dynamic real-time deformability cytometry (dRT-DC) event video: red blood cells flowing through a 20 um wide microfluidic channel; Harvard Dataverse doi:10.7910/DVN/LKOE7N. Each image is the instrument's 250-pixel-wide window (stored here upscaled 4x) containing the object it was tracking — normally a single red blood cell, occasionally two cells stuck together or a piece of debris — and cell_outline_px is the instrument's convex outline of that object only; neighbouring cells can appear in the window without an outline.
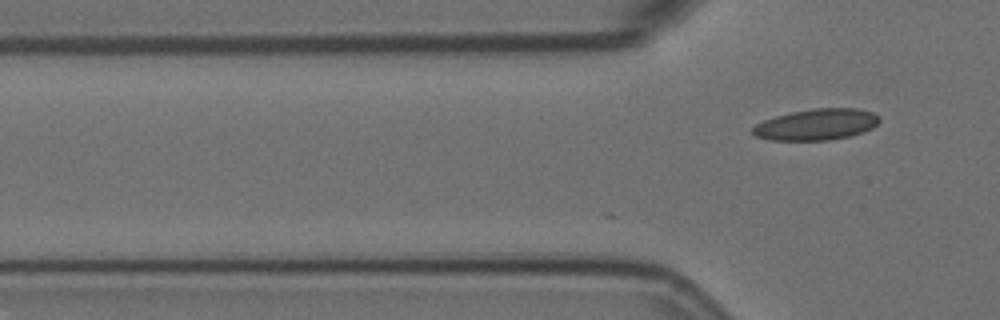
{"species": "Egyptian fruit bat (a non-hibernating species)", "species_latin": "Rousettus aegyptiacus", "temperature_condition": "room temperature", "stored_images_in_passage": 2, "camera_frame_rate_fps": 3000, "um_per_image_px": 0.085, "animal": {"sex": "female"}, "frame": {"image": 1, "passage_image": 2, "time_ms": 0.333, "image_size_px": [1000, 320], "cell_outline_px": [[880, 120], [872, 128], [852, 136], [828, 140], [772, 140], [756, 136], [752, 132], [752, 128], [756, 124], [764, 120], [776, 116], [792, 112], [812, 108], [856, 108], [872, 112], [880, 116]], "centroid_in_image_um": [69.42, 10.58], "position_along_channel_um": 56.4, "area_um2": 23.0}}